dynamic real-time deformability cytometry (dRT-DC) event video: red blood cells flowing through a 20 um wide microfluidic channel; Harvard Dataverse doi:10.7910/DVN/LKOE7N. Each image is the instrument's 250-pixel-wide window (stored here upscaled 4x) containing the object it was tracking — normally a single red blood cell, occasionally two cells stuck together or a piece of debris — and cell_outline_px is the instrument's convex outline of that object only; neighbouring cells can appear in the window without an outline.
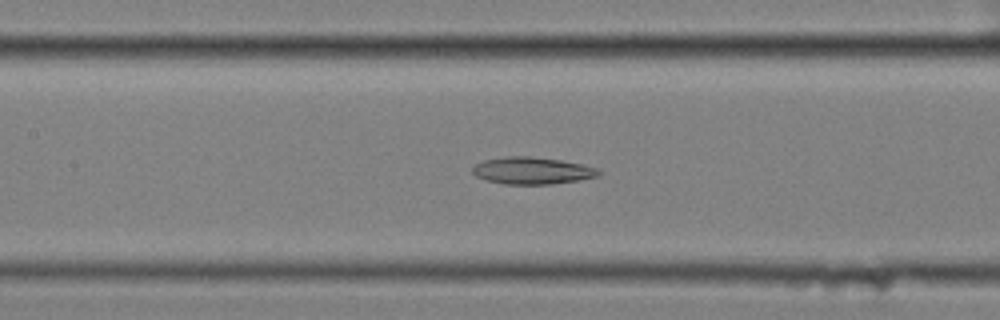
{"species": "common noctule bat (a hibernating species)", "species_latin": "Nyctalus noctula", "temperature_condition": "cold", "stored_images_in_passage": 46, "segment_of_instrument_passage": [1, 2], "camera_frame_rate_fps": 3000, "um_per_image_px": 0.085, "animal": {"sex": "female", "body_mass_g": 25.1}, "frame": {"image": 1, "passage_image": 14, "time_ms": 4.333, "image_size_px": [1000, 320], "cell_outline_px": [[604, 172], [600, 176], [580, 180], [552, 184], [504, 184], [488, 180], [476, 176], [472, 172], [472, 168], [476, 164], [484, 160], [504, 156], [528, 156], [560, 160], [580, 164], [596, 168]], "centroid_in_image_um": [45.26, 14.51], "position_along_channel_um": 162.1, "area_um2": 19.88}}
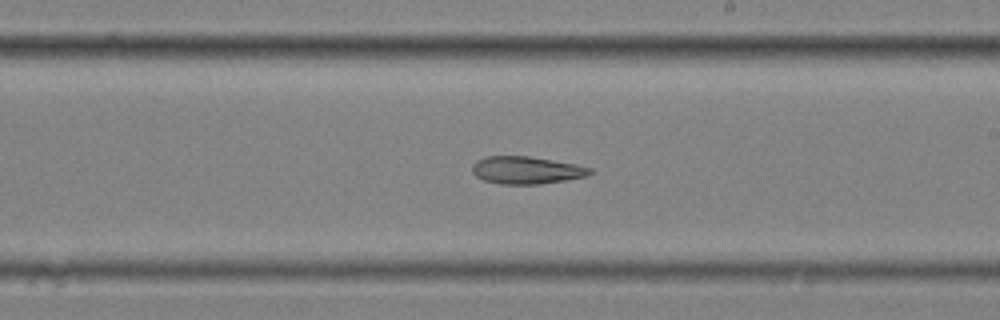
{"frame": {"image": 2, "passage_image": 21, "time_ms": 6.667, "image_size_px": [1000, 320], "cell_outline_px": [[592, 172], [588, 176], [540, 184], [500, 184], [484, 180], [476, 176], [472, 172], [472, 164], [476, 160], [484, 156], [528, 156], [576, 164], [592, 168]], "centroid_in_image_um": [44.72, 14.46], "position_along_channel_um": 244.3, "area_um2": 18.9}}
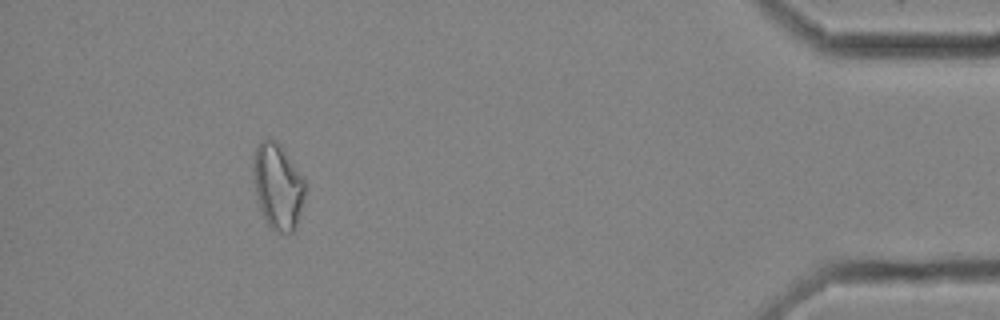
{"frame": {"image": 3, "passage_image": 40, "time_ms": 13.0, "image_size_px": [1000, 320], "cell_outline_px": [[308, 180], [300, 212], [296, 224], [292, 232], [276, 232], [264, 220], [256, 196], [252, 180], [252, 168], [256, 148], [260, 140], [268, 136], [276, 140], [284, 148]], "centroid_in_image_um": [23.62, 15.75], "position_along_channel_um": 411.6, "area_um2": 26.65}}